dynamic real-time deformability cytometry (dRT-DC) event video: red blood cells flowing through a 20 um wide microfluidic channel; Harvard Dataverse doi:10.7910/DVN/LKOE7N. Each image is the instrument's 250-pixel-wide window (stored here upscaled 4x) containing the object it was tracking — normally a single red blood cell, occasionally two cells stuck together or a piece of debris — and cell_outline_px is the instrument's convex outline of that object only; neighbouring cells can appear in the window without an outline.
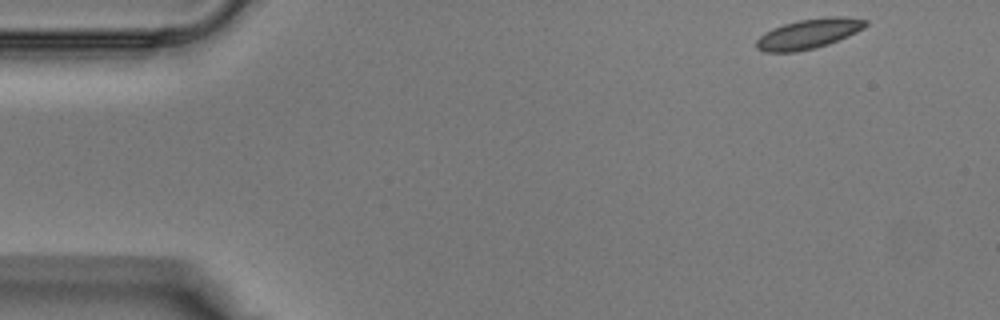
{"species": "Egyptian fruit bat (a non-hibernating species)", "species_latin": "Rousettus aegyptiacus", "temperature_condition": "warm", "stored_images_in_passage": 37, "camera_frame_rate_fps": 3000, "um_per_image_px": 0.085, "animal": {"sex": "male"}, "frame": {"image": 1, "passage_image": 1, "time_ms": 0.0, "image_size_px": [1000, 320], "cell_outline_px": [[868, 24], [864, 28], [848, 36], [828, 44], [816, 48], [796, 52], [764, 52], [756, 48], [756, 40], [764, 32], [772, 28], [784, 24], [800, 20], [828, 16], [844, 16], [868, 20]], "centroid_in_image_um": [68.73, 2.87], "position_along_channel_um": 16.3, "area_um2": 19.13}}
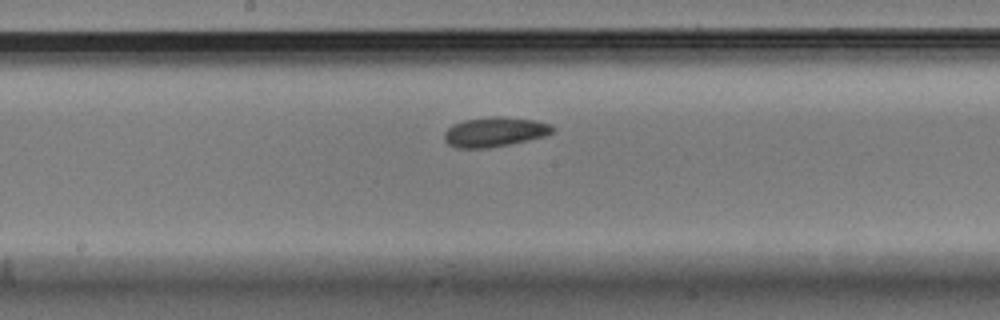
{"frame": {"image": 2, "passage_image": 18, "time_ms": 5.667, "image_size_px": [1000, 320], "cell_outline_px": [[556, 128], [552, 132], [544, 136], [528, 140], [488, 148], [456, 148], [448, 144], [444, 140], [444, 132], [452, 124], [464, 120], [492, 116], [504, 116], [536, 120], [552, 124]], "centroid_in_image_um": [42.05, 11.2], "position_along_channel_um": 206.2, "area_um2": 18.9}}
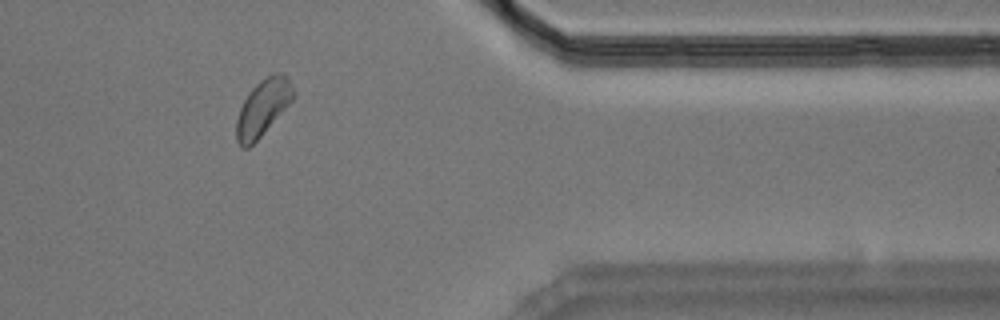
{"frame": {"image": 3, "passage_image": 30, "time_ms": 9.667, "image_size_px": [1000, 320], "cell_outline_px": [[292, 100], [260, 136], [248, 148], [240, 148], [236, 140], [236, 120], [240, 108], [248, 92], [260, 80], [272, 72], [280, 72], [288, 76], [292, 88]], "centroid_in_image_um": [22.3, 9.13], "position_along_channel_um": 389.1, "area_um2": 18.38}}